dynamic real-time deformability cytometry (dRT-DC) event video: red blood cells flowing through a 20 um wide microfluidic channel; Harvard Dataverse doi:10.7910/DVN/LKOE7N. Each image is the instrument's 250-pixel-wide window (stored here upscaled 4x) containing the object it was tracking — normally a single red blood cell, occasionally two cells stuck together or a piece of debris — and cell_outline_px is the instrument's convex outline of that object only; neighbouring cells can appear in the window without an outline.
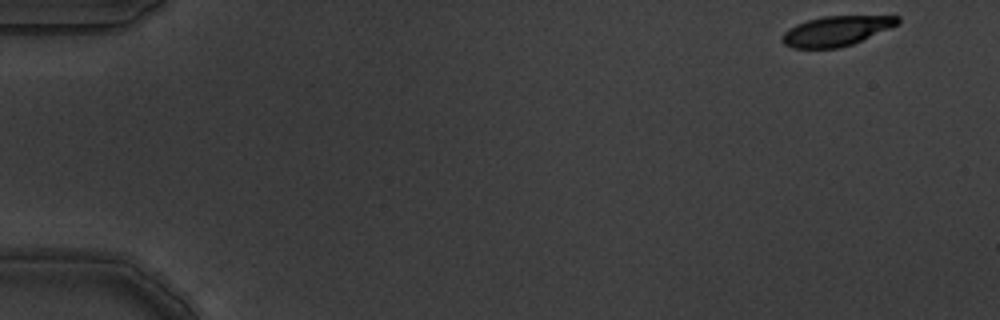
{"species": "common noctule bat (a hibernating species)", "species_latin": "Nyctalus noctula", "temperature_condition": "warm", "stored_images_in_passage": 4, "camera_frame_rate_fps": 3000, "um_per_image_px": 0.085, "animal": {"sex": "male", "body_mass_g": 19.5, "forearm_length_mm": 54.6}, "frame": {"image": 1, "passage_image": 1, "time_ms": 0.0, "image_size_px": [1000, 320], "cell_outline_px": [[900, 24], [852, 44], [836, 48], [792, 48], [784, 44], [780, 40], [784, 32], [788, 28], [796, 24], [808, 20], [824, 16], [900, 16]], "centroid_in_image_um": [71.07, 2.63], "position_along_channel_um": 13.9, "area_um2": 20.06}}